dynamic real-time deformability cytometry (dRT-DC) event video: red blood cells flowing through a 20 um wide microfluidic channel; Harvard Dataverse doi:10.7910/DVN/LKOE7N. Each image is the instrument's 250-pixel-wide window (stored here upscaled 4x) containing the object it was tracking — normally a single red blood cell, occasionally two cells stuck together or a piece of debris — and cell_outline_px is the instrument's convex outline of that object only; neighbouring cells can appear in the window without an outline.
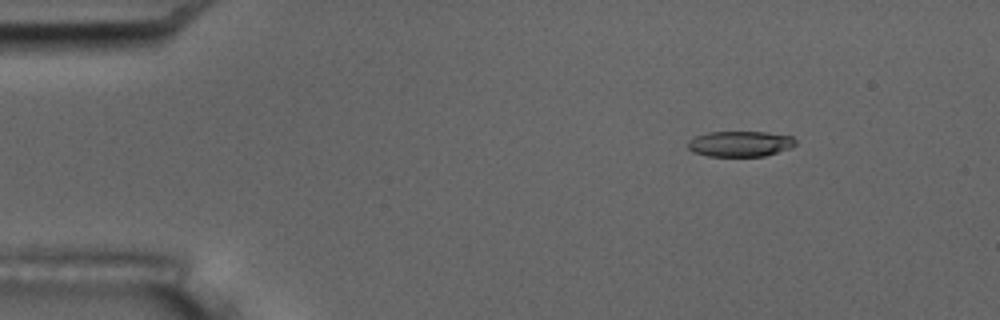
{"species": "common noctule bat (a hibernating species)", "species_latin": "Nyctalus noctula", "temperature_condition": "room temperature", "stored_images_in_passage": 16, "camera_frame_rate_fps": 3000, "um_per_image_px": 0.085, "animal": {"sex": "male", "body_mass_g": 17.5, "forearm_length_mm": 52.3}, "frame": {"image": 1, "passage_image": 3, "time_ms": 2.333, "image_size_px": [1000, 320], "cell_outline_px": [[796, 144], [792, 148], [764, 156], [708, 156], [692, 152], [688, 148], [688, 140], [696, 136], [708, 132], [764, 132], [792, 136], [796, 140]], "centroid_in_image_um": [62.92, 12.23], "position_along_channel_um": 22.1, "area_um2": 16.13}, "authors_computed_cell_mechanics": {"area_um2": 17.629, "velocity_mm_per_s": 3.5413, "shape_relaxation_time_tau1_ms": 8.1219, "shape_relaxation_time_tau2_ms": 10.0555, "deformation_change_tau1": 0.2156, "deformation_change_tau2": 0.1939}}